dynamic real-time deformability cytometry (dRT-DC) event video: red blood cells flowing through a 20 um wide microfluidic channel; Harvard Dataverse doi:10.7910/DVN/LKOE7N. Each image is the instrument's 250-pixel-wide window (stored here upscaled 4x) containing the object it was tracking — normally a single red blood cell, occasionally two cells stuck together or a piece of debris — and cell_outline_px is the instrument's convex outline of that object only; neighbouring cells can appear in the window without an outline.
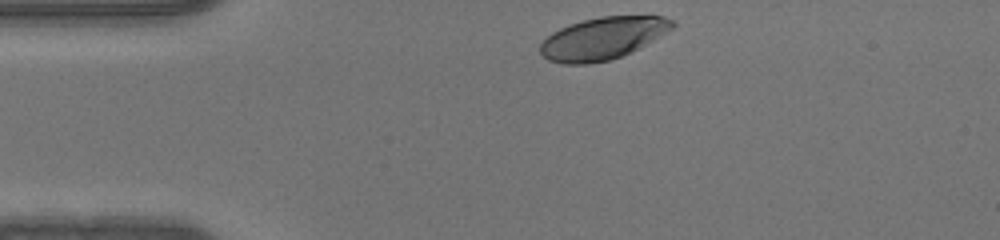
{"species": "human", "species_latin": "Homo sapiens", "temperature_condition": "warm", "stored_images_in_passage": 32, "camera_frame_rate_fps": 3000, "um_per_image_px": 0.085, "donor": {"sex": "male"}, "frame": {"image": 1, "passage_image": 1, "time_ms": 0.0, "image_size_px": [1000, 240], "cell_outline_px": [[676, 24], [672, 28], [652, 40], [620, 56], [608, 60], [584, 64], [564, 64], [548, 60], [540, 52], [540, 44], [552, 32], [560, 28], [584, 20], [600, 16], [664, 16], [672, 20]], "centroid_in_image_um": [51.2, 3.25], "position_along_channel_um": 33.8, "area_um2": 31.85}}
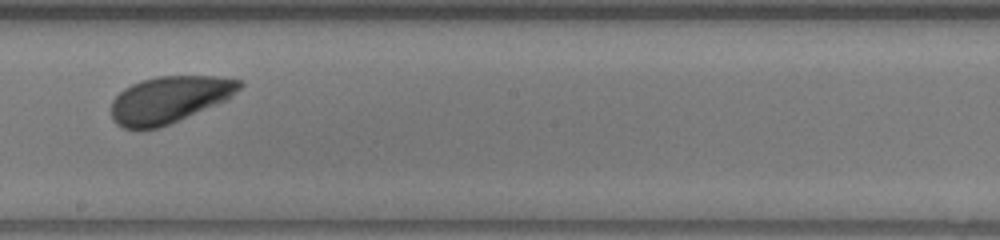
{"frame": {"image": 2, "passage_image": 19, "time_ms": 6.0, "image_size_px": [1000, 240], "cell_outline_px": [[244, 84], [228, 100], [168, 124], [156, 128], [124, 128], [116, 124], [112, 120], [112, 100], [124, 88], [140, 80], [156, 76], [220, 76], [244, 80]], "centroid_in_image_um": [14.43, 8.43], "position_along_channel_um": 233.8, "area_um2": 34.97}}
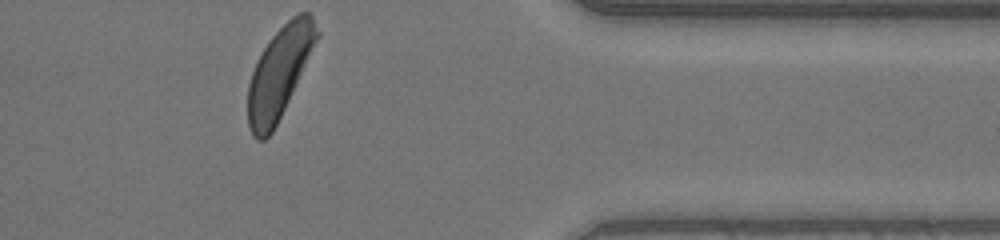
{"frame": {"image": 3, "passage_image": 32, "time_ms": 10.333, "image_size_px": [1000, 240], "cell_outline_px": [[320, 36], [272, 132], [264, 140], [256, 140], [252, 136], [248, 124], [248, 84], [252, 72], [264, 48], [272, 36], [292, 16], [300, 12], [308, 12], [312, 16], [320, 32]], "centroid_in_image_um": [23.75, 6.15], "position_along_channel_um": 387.6, "area_um2": 35.89}}